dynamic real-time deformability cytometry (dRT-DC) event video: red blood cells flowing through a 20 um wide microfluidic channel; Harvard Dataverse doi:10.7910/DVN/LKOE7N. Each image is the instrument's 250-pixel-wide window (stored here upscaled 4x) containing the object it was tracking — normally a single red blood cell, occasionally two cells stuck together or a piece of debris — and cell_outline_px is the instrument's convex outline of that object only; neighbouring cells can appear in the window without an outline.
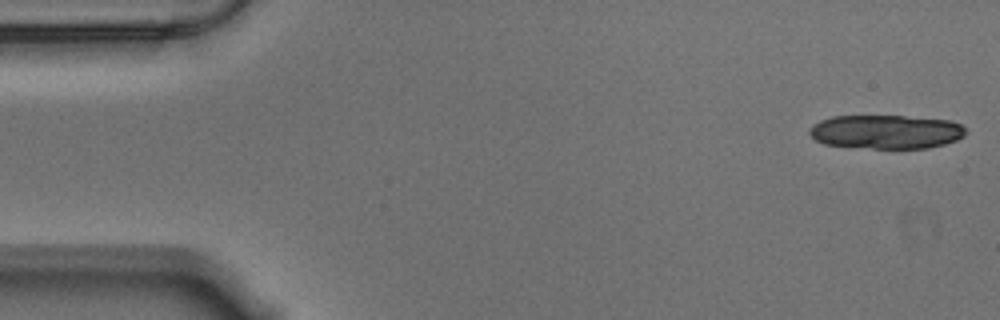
{"species": "Egyptian fruit bat (a non-hibernating species)", "species_latin": "Rousettus aegyptiacus", "temperature_condition": "warm", "stored_images_in_passage": 15, "camera_frame_rate_fps": 3000, "um_per_image_px": 0.085, "animal": {"sex": "male"}, "frame": {"image": 1, "passage_image": 1, "time_ms": 0.0, "image_size_px": [1000, 320], "cell_outline_px": [[968, 132], [964, 136], [956, 140], [944, 144], [928, 148], [872, 148], [824, 144], [816, 140], [808, 132], [808, 128], [812, 124], [820, 120], [832, 116], [904, 116], [948, 120], [960, 124]], "centroid_in_image_um": [75.3, 11.2], "position_along_channel_um": 9.7, "area_um2": 30.87}}